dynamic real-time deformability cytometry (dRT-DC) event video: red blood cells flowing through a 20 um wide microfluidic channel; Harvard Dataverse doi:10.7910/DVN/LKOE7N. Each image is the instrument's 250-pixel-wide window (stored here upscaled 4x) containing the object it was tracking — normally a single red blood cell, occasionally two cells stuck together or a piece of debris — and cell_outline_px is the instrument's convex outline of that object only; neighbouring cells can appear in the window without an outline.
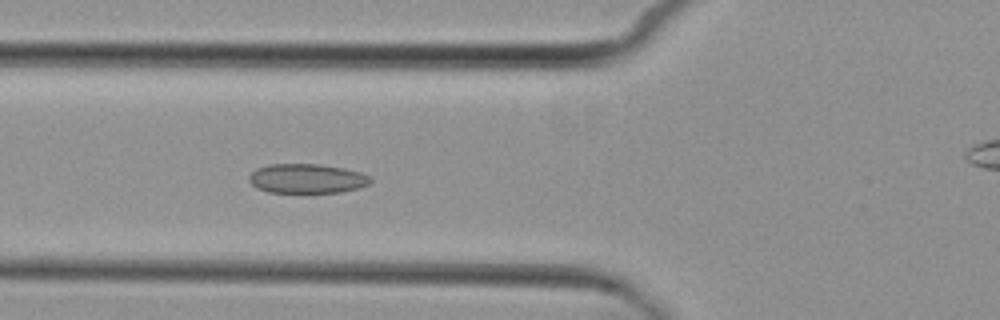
{"species": "common noctule bat (a hibernating species)", "species_latin": "Nyctalus noctula", "temperature_condition": "cold", "stored_images_in_passage": 7, "camera_frame_rate_fps": 3000, "um_per_image_px": 0.085, "animal": {"sex": "female", "body_mass_g": 29.2, "forearm_length_mm": 56.3}, "frame": {"image": 1, "passage_image": 6, "time_ms": 5.667, "image_size_px": [1000, 320], "cell_outline_px": [[372, 180], [368, 184], [360, 188], [340, 192], [304, 196], [268, 192], [256, 188], [248, 180], [248, 176], [256, 168], [268, 164], [320, 164], [344, 168], [360, 172], [368, 176]], "centroid_in_image_um": [26.05, 15.23], "position_along_channel_um": 99.8, "area_um2": 21.91}}